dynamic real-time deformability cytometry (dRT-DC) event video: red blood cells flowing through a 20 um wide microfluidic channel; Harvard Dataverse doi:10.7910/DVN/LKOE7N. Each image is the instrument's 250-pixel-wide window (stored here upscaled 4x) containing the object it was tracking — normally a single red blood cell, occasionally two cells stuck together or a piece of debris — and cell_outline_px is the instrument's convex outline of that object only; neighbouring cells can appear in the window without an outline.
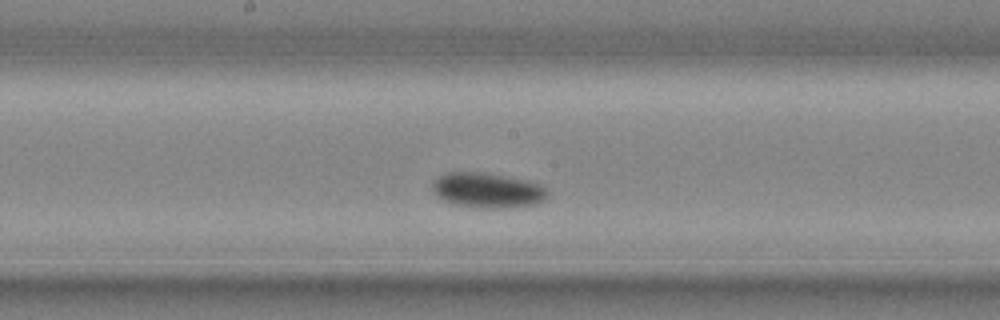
{"species": "common noctule bat (a hibernating species)", "species_latin": "Nyctalus noctula", "temperature_condition": "cold", "stored_images_in_passage": 21, "camera_frame_rate_fps": 3000, "um_per_image_px": 0.085, "animal": {"sex": "male", "body_mass_g": 20.4}, "frame": {"image": 1, "passage_image": 12, "time_ms": 3.667, "image_size_px": [1000, 320], "cell_outline_px": [[548, 196], [544, 200], [536, 204], [504, 208], [472, 208], [452, 204], [444, 200], [432, 192], [432, 184], [440, 176], [448, 172], [484, 172], [528, 180], [540, 184], [548, 192]], "centroid_in_image_um": [41.44, 16.18], "position_along_channel_um": 206.8, "area_um2": 23.76}}